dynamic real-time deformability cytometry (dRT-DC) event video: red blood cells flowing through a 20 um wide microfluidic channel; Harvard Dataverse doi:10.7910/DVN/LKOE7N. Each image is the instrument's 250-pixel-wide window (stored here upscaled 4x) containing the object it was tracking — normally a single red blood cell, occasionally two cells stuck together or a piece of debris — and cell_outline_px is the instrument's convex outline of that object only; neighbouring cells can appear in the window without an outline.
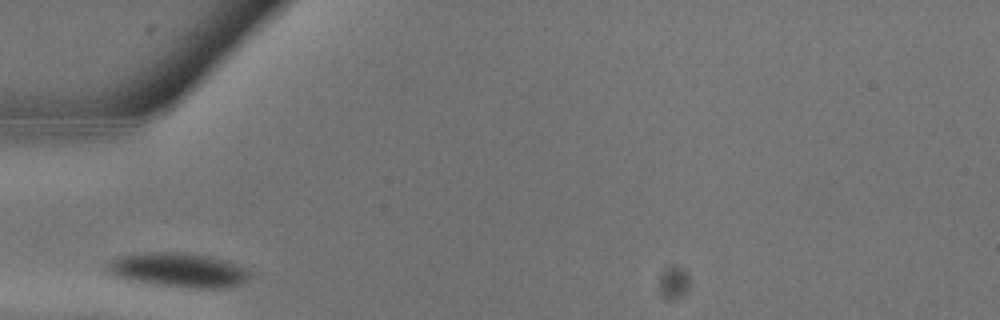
{"species": "common noctule bat (a hibernating species)", "species_latin": "Nyctalus noctula", "temperature_condition": "warm", "stored_images_in_passage": 13, "camera_frame_rate_fps": 3000, "um_per_image_px": 0.085, "animal": {"sex": "male", "body_mass_g": 13.3}, "frame": {"image": 1, "passage_image": 1, "time_ms": 0.0, "image_size_px": [1000, 320], "cell_outline_px": [[252, 272], [248, 280], [232, 288], [192, 288], [156, 284], [128, 280], [108, 276], [104, 268], [104, 264], [112, 260], [124, 256], [148, 252], [176, 252], [204, 256], [224, 260], [244, 268]], "centroid_in_image_um": [15.11, 22.98], "position_along_channel_um": 69.9, "area_um2": 28.55}}
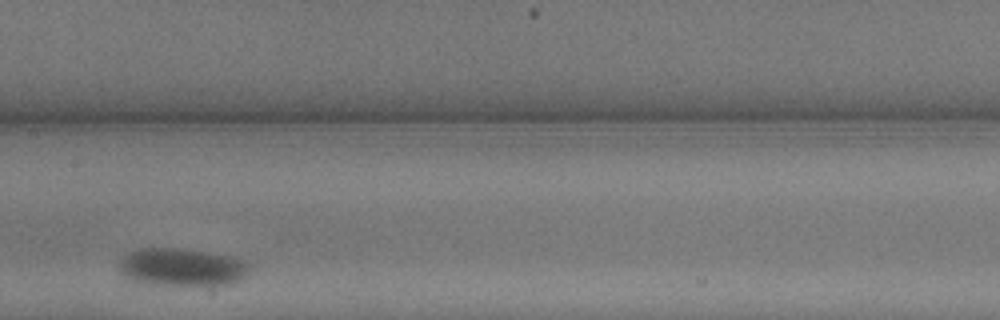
{"frame": {"image": 2, "passage_image": 6, "time_ms": 1.667, "image_size_px": [1000, 320], "cell_outline_px": [[252, 268], [248, 276], [232, 284], [144, 284], [124, 276], [120, 272], [120, 260], [128, 252], [140, 248], [172, 248], [236, 256], [252, 264]], "centroid_in_image_um": [15.53, 22.7], "position_along_channel_um": 191.9, "area_um2": 28.78}}
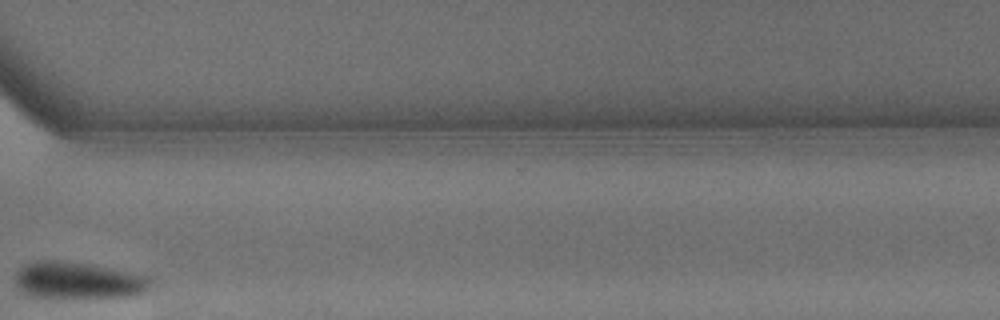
{"frame": {"image": 3, "passage_image": 13, "time_ms": 4.0, "image_size_px": [1000, 320], "cell_outline_px": [[152, 280], [148, 292], [140, 296], [40, 296], [24, 292], [16, 284], [16, 272], [20, 268], [36, 260], [56, 260], [96, 264], [148, 276]], "centroid_in_image_um": [6.74, 23.8], "position_along_channel_um": 363.9, "area_um2": 28.67}}